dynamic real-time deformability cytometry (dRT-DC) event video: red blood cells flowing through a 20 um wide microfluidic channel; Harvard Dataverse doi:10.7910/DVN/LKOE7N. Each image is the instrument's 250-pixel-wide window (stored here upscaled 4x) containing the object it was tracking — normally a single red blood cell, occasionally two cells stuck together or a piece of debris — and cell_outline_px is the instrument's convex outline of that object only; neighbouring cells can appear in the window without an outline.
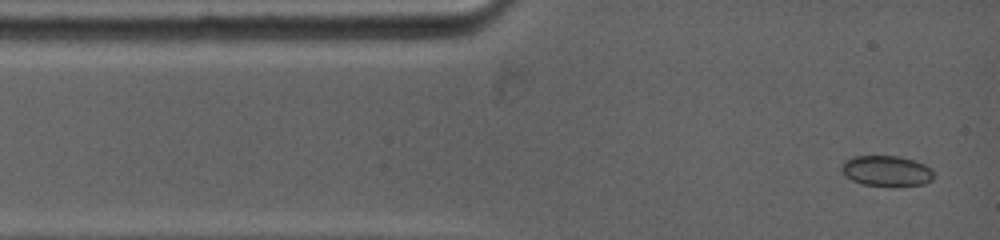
{"species": "common noctule bat (a hibernating species)", "species_latin": "Nyctalus noctula", "temperature_condition": "warm", "stored_images_in_passage": 3, "camera_frame_rate_fps": 5000, "um_per_image_px": 0.085, "animal": {"sex": "female", "body_mass_g": 19.0, "forearm_length_mm": 53.3}, "frame": {"image": 1, "passage_image": 1, "time_ms": 0.0, "image_size_px": [1000, 240], "cell_outline_px": [[932, 180], [924, 184], [864, 184], [852, 180], [844, 176], [840, 168], [844, 160], [852, 156], [896, 156], [912, 160], [924, 164], [932, 168]], "centroid_in_image_um": [75.3, 14.49], "position_along_channel_um": 9.7, "area_um2": 15.95}}
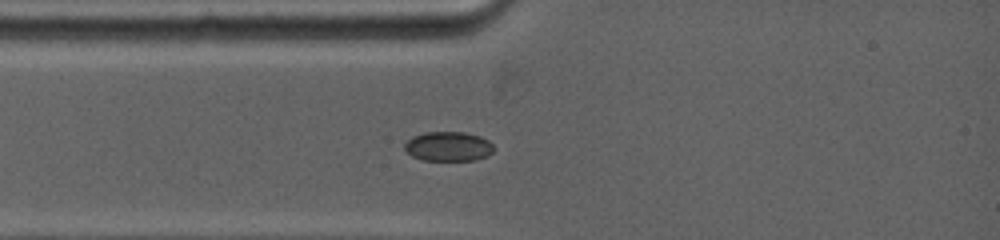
{"frame": {"image": 2, "passage_image": 3, "time_ms": 2.0, "image_size_px": [1000, 240], "cell_outline_px": [[492, 152], [488, 156], [476, 160], [420, 160], [412, 156], [404, 148], [404, 144], [412, 136], [424, 132], [464, 132], [480, 136], [488, 140], [492, 144]], "centroid_in_image_um": [38.09, 12.44], "position_along_channel_um": 46.9, "area_um2": 15.37}}